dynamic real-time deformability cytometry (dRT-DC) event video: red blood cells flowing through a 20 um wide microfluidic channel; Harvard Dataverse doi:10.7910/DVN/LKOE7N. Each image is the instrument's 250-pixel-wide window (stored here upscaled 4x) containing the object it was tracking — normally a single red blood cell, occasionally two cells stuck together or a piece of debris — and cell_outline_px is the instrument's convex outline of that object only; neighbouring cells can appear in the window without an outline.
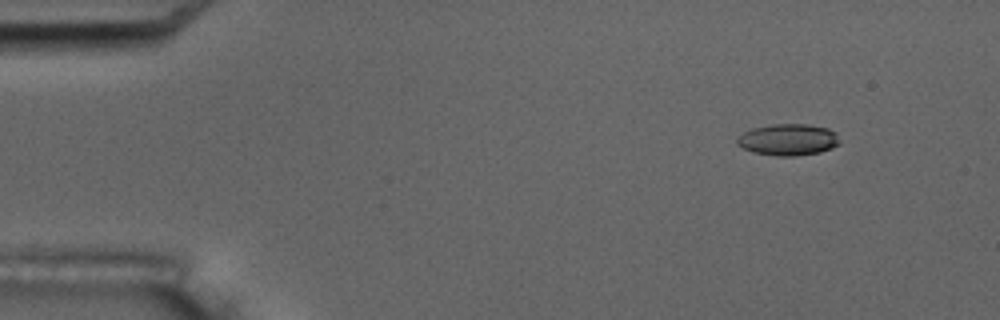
{"species": "common noctule bat (a hibernating species)", "species_latin": "Nyctalus noctula", "temperature_condition": "room temperature", "stored_images_in_passage": 5, "camera_frame_rate_fps": 3000, "um_per_image_px": 0.085, "animal": {"sex": "male", "body_mass_g": 17.5, "forearm_length_mm": 52.3}, "frame": {"image": 1, "passage_image": 2, "time_ms": 2.0, "image_size_px": [1000, 320], "cell_outline_px": [[840, 144], [832, 148], [820, 152], [796, 156], [776, 156], [752, 152], [736, 144], [736, 140], [744, 132], [752, 128], [772, 124], [808, 124], [828, 128], [836, 132], [840, 140]], "centroid_in_image_um": [67.02, 11.87], "position_along_channel_um": 18.0, "area_um2": 19.02}}